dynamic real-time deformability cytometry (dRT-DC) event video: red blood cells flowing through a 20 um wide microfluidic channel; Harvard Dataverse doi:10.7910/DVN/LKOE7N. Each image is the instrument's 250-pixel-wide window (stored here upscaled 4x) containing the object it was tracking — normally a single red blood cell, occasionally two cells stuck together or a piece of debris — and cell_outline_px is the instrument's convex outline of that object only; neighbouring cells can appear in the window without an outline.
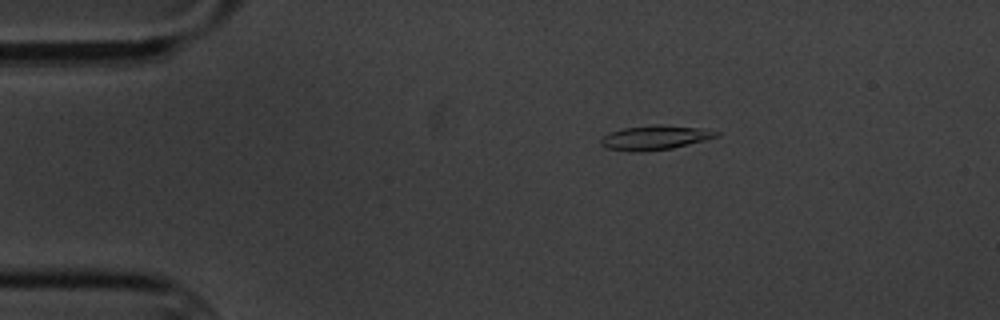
{"species": "common noctule bat (a hibernating species)", "species_latin": "Nyctalus noctula", "temperature_condition": "cold", "stored_images_in_passage": 4, "camera_frame_rate_fps": 3000, "um_per_image_px": 0.085, "animal": {"sex": "male", "body_mass_g": 20.1, "forearm_length_mm": 53.5}, "frame": {"image": 1, "passage_image": 1, "time_ms": 0.0, "image_size_px": [1000, 320], "cell_outline_px": [[720, 136], [672, 148], [644, 152], [636, 152], [608, 148], [600, 144], [600, 140], [604, 136], [612, 132], [624, 128], [656, 124], [660, 124], [696, 128], [720, 132]], "centroid_in_image_um": [55.67, 11.7], "position_along_channel_um": 29.3, "area_um2": 16.13}}
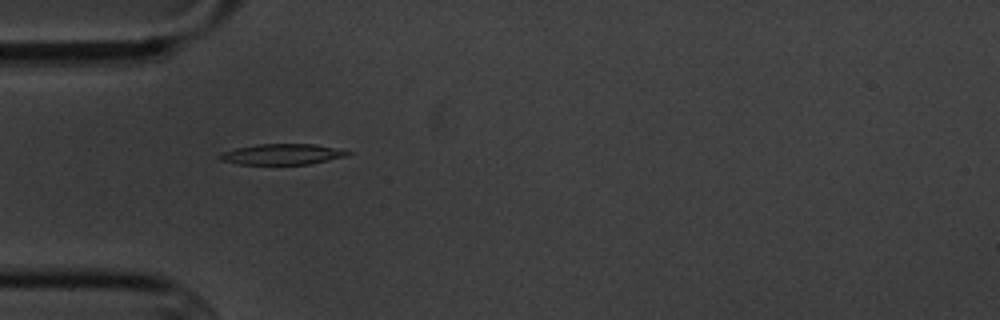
{"frame": {"image": 2, "passage_image": 3, "time_ms": 2.333, "image_size_px": [1000, 320], "cell_outline_px": [[352, 152], [348, 156], [308, 164], [240, 164], [220, 160], [216, 156], [220, 152], [236, 148], [260, 144], [316, 144]], "centroid_in_image_um": [23.94, 13.11], "position_along_channel_um": 61.1, "area_um2": 15.37}}
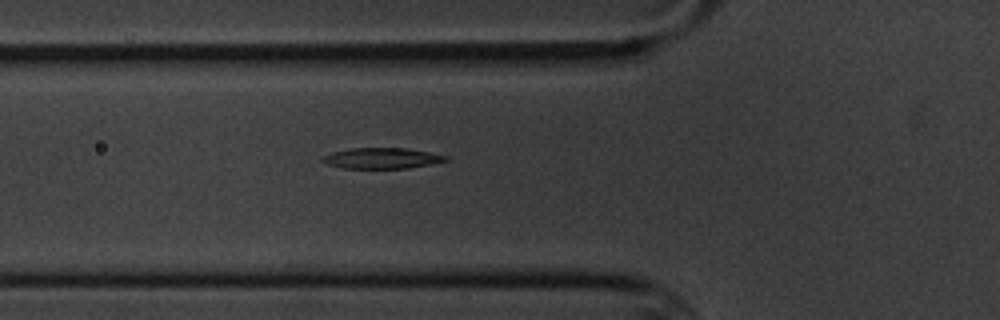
{"frame": {"image": 3, "passage_image": 4, "time_ms": 3.333, "image_size_px": [1000, 320], "cell_outline_px": [[448, 160], [432, 164], [408, 168], [344, 168], [328, 164], [320, 160], [324, 156], [332, 152], [352, 148], [404, 148], [428, 152], [448, 156]], "centroid_in_image_um": [32.47, 13.45], "position_along_channel_um": 93.3, "area_um2": 14.74}}